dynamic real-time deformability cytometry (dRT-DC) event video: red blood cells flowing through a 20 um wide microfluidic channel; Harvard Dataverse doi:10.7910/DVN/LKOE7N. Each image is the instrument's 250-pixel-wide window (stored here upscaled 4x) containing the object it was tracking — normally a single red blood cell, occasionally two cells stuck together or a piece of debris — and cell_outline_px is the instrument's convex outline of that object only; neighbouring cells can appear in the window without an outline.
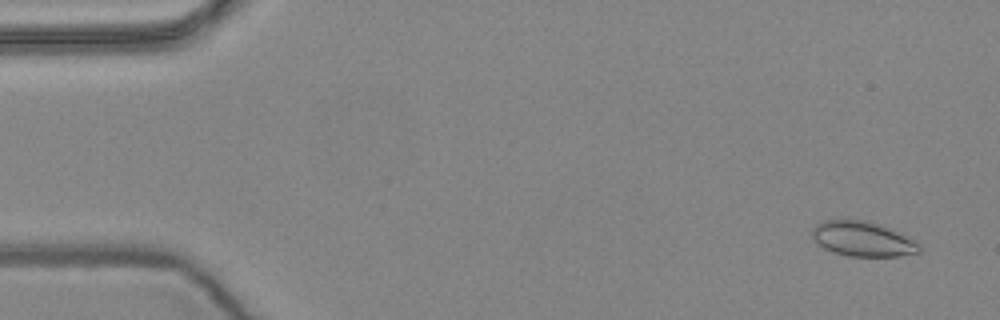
{"species": "common noctule bat (a hibernating species)", "species_latin": "Nyctalus noctula", "temperature_condition": "warm", "stored_images_in_passage": 57, "camera_frame_rate_fps": 3000, "um_per_image_px": 0.085, "animal": {"sex": "female", "body_mass_g": 24.6, "forearm_length_mm": 56.2}, "frame": {"image": 1, "passage_image": 3, "time_ms": 0.667, "image_size_px": [1000, 320], "cell_outline_px": [[920, 252], [900, 256], [848, 256], [832, 252], [816, 244], [812, 236], [812, 228], [816, 224], [824, 220], [868, 220], [880, 224], [916, 240], [920, 244]], "centroid_in_image_um": [73.32, 20.31], "position_along_channel_um": 11.7, "area_um2": 21.96}}
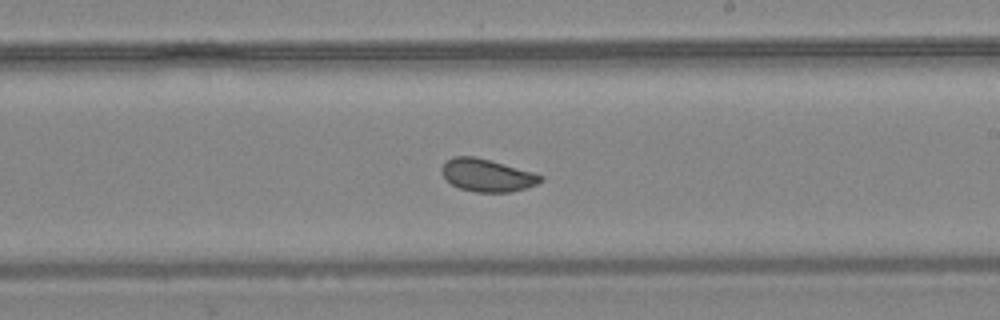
{"frame": {"image": 2, "passage_image": 33, "time_ms": 10.667, "image_size_px": [1000, 320], "cell_outline_px": [[544, 180], [536, 184], [524, 188], [508, 192], [476, 192], [460, 188], [452, 184], [440, 172], [440, 168], [444, 160], [452, 156], [476, 156], [532, 172], [544, 176]], "centroid_in_image_um": [41.35, 14.88], "position_along_channel_um": 247.6, "area_um2": 18.79}}
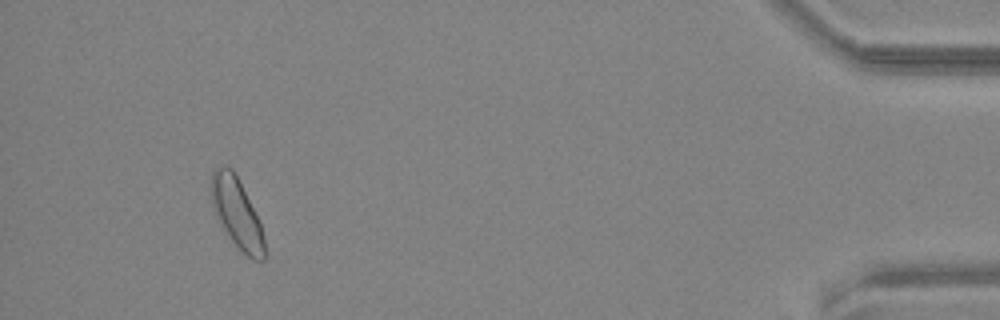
{"frame": {"image": 3, "passage_image": 53, "time_ms": 17.333, "image_size_px": [1000, 320], "cell_outline_px": [[264, 260], [252, 260], [228, 236], [216, 216], [212, 208], [212, 172], [216, 164], [224, 164], [232, 168], [260, 220], [264, 236]], "centroid_in_image_um": [20.12, 18.06], "position_along_channel_um": 415.1, "area_um2": 21.5}, "authors_computed_cell_mechanics": {"area_um2": 20.0566, "velocity_mm_per_s": 3.595, "shape_relaxation_time_tau1_ms": 5.167, "shape_relaxation_time_tau2_ms": 1.8674, "deformation_change_tau1": 0.088, "deformation_change_tau2": 0.0521}}